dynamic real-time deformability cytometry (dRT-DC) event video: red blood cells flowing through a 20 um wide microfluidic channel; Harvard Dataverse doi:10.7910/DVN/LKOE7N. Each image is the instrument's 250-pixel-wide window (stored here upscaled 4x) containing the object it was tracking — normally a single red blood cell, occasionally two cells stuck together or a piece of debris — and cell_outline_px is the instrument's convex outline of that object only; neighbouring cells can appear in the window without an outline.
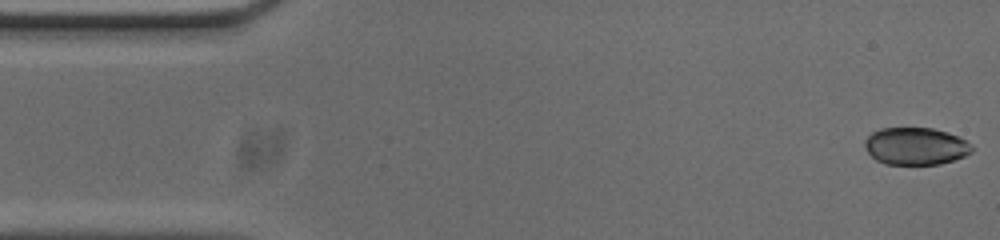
{"species": "common noctule bat (a hibernating species)", "species_latin": "Nyctalus noctula", "temperature_condition": "cold", "stored_images_in_passage": 53, "camera_frame_rate_fps": 3000, "um_per_image_px": 0.085, "animal": {"sex": "male", "body_mass_g": 20.0, "forearm_length_mm": 53.3}, "frame": {"image": 1, "passage_image": 1, "time_ms": 0.0, "image_size_px": [1000, 240], "cell_outline_px": [[972, 152], [964, 156], [940, 164], [884, 164], [876, 160], [868, 152], [864, 144], [864, 140], [872, 132], [880, 128], [932, 128], [948, 132], [972, 144]], "centroid_in_image_um": [77.81, 12.42], "position_along_channel_um": 7.2, "area_um2": 23.24}}
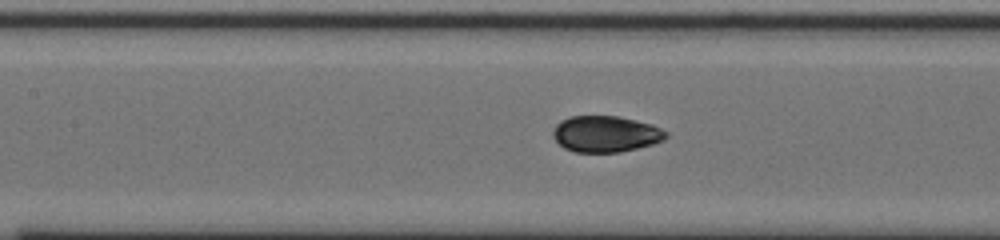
{"frame": {"image": 2, "passage_image": 22, "time_ms": 7.0, "image_size_px": [1000, 240], "cell_outline_px": [[668, 136], [664, 140], [652, 144], [636, 148], [616, 152], [576, 152], [564, 148], [552, 136], [552, 132], [556, 124], [560, 120], [572, 116], [620, 116], [652, 124], [668, 132]], "centroid_in_image_um": [51.48, 11.37], "position_along_channel_um": 155.9, "area_um2": 23.87}}
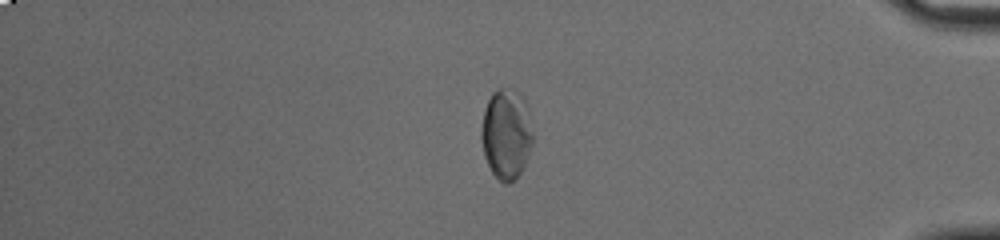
{"frame": {"image": 3, "passage_image": 44, "time_ms": 14.333, "image_size_px": [1000, 240], "cell_outline_px": [[532, 144], [528, 156], [516, 180], [508, 184], [504, 184], [492, 172], [484, 156], [480, 140], [480, 132], [484, 108], [492, 92], [500, 88], [516, 92], [524, 100], [532, 132]], "centroid_in_image_um": [42.99, 11.43], "position_along_channel_um": 392.2, "area_um2": 26.82}, "authors_computed_cell_mechanics": {"area_um2": 24.276, "velocity_mm_per_s": 3.7435, "shape_relaxation_time_tau1_ms": 3.3373, "shape_relaxation_time_tau2_ms": null, "deformation_change_tau1": 0.1056, "deformation_change_tau2": null}}